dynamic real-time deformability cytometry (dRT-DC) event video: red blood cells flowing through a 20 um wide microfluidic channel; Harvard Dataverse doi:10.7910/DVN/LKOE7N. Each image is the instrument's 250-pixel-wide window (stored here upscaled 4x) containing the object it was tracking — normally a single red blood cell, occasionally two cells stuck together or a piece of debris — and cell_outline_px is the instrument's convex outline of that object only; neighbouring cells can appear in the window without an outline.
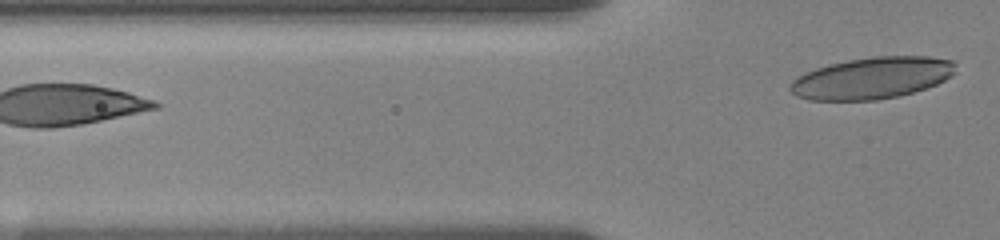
{"species": "human", "species_latin": "Homo sapiens", "temperature_condition": "room temperature", "stored_images_in_passage": 7, "segment_of_instrument_passage": [2, 2], "camera_frame_rate_fps": 3000, "um_per_image_px": 0.085, "donor": {"sex": "female"}, "frame": {"image": 1, "passage_image": 7, "time_ms": 4.333, "image_size_px": [1000, 240], "cell_outline_px": [[956, 72], [944, 80], [936, 84], [900, 96], [876, 100], [808, 100], [796, 96], [788, 88], [792, 80], [796, 76], [816, 68], [828, 64], [848, 60], [876, 56], [928, 56], [952, 60], [956, 64]], "centroid_in_image_um": [74.1, 6.63], "position_along_channel_um": 51.7, "area_um2": 40.29}}